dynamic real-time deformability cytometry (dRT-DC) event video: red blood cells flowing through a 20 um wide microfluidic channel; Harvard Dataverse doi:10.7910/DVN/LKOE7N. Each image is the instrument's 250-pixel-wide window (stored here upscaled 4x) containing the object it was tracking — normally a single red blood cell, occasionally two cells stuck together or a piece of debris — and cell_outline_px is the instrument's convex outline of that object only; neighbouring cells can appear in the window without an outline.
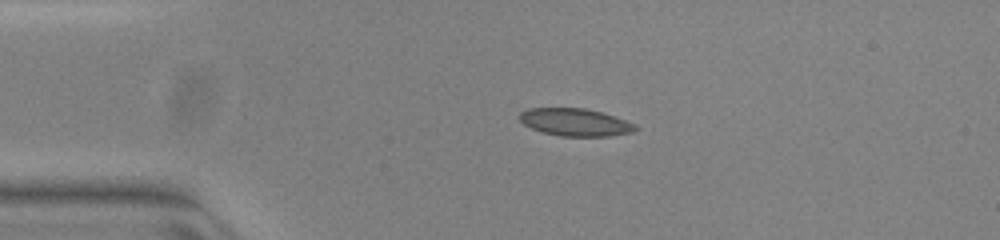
{"species": "common noctule bat (a hibernating species)", "species_latin": "Nyctalus noctula", "temperature_condition": "warm", "stored_images_in_passage": 41, "camera_frame_rate_fps": 3000, "um_per_image_px": 0.085, "animal": {"sex": "female", "body_mass_g": 23.0, "forearm_length_mm": 53.4}, "frame": {"image": 1, "passage_image": 1, "time_ms": 0.0, "image_size_px": [1000, 240], "cell_outline_px": [[640, 128], [632, 132], [608, 136], [560, 136], [544, 132], [532, 128], [524, 124], [516, 116], [520, 112], [528, 108], [584, 108], [600, 112], [636, 124]], "centroid_in_image_um": [48.87, 10.39], "position_along_channel_um": 36.1, "area_um2": 18.5}}
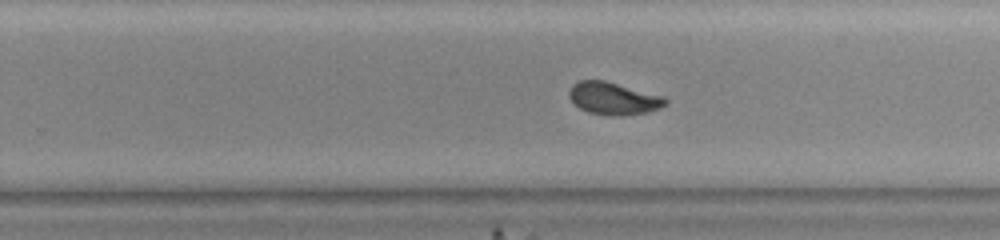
{"frame": {"image": 2, "passage_image": 22, "time_ms": 7.0, "image_size_px": [1000, 240], "cell_outline_px": [[668, 104], [660, 108], [648, 112], [624, 116], [612, 116], [588, 112], [580, 108], [568, 96], [568, 92], [572, 84], [580, 80], [604, 80], [664, 96], [668, 100]], "centroid_in_image_um": [52.17, 8.37], "position_along_channel_um": 277.6, "area_um2": 18.32}}
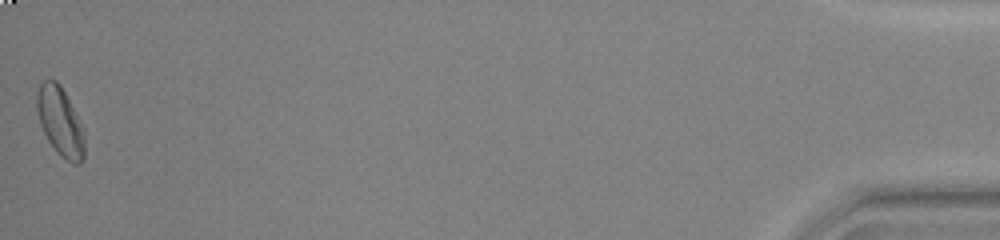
{"frame": {"image": 3, "passage_image": 41, "time_ms": 13.333, "image_size_px": [1000, 240], "cell_outline_px": [[84, 160], [80, 164], [72, 164], [60, 156], [48, 140], [40, 124], [36, 108], [36, 92], [40, 84], [44, 80], [56, 80], [60, 84], [84, 132]], "centroid_in_image_um": [5.1, 10.36], "position_along_channel_um": 430.1, "area_um2": 18.9}, "authors_computed_cell_mechanics": {"area_um2": 18.2648, "velocity_mm_per_s": 3.9821, "shape_relaxation_time_tau1_ms": 4.4589, "shape_relaxation_time_tau2_ms": null, "deformation_change_tau1": 0.1381, "deformation_change_tau2": null}}